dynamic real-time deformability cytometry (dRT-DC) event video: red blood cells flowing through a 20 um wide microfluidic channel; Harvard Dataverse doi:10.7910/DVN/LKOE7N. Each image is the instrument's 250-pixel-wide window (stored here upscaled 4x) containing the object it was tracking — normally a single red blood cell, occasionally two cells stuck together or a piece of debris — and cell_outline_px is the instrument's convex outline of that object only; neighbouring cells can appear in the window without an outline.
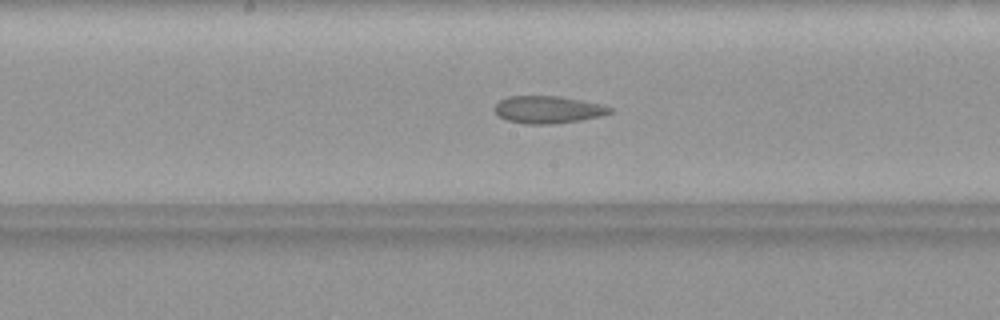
{"species": "common noctule bat (a hibernating species)", "species_latin": "Nyctalus noctula", "temperature_condition": "warm", "stored_images_in_passage": 43, "camera_frame_rate_fps": 3000, "um_per_image_px": 0.085, "animal": {"sex": "female", "body_mass_g": 19.9}, "frame": {"image": 1, "passage_image": 22, "time_ms": 7.0, "image_size_px": [1000, 320], "cell_outline_px": [[612, 112], [600, 116], [580, 120], [548, 124], [524, 124], [508, 120], [500, 116], [496, 112], [496, 104], [500, 100], [508, 96], [560, 96], [604, 104], [612, 108]], "centroid_in_image_um": [46.61, 9.31], "position_along_channel_um": 201.6, "area_um2": 18.26}}
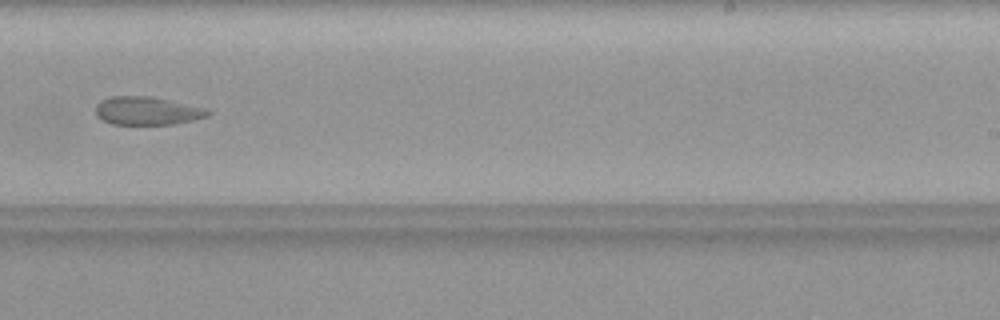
{"frame": {"image": 2, "passage_image": 27, "time_ms": 8.667, "image_size_px": [1000, 320], "cell_outline_px": [[212, 112], [208, 116], [192, 120], [172, 124], [112, 124], [96, 116], [96, 104], [100, 100], [112, 96], [148, 96], [208, 108]], "centroid_in_image_um": [12.51, 9.41], "position_along_channel_um": 276.5, "area_um2": 18.38}}
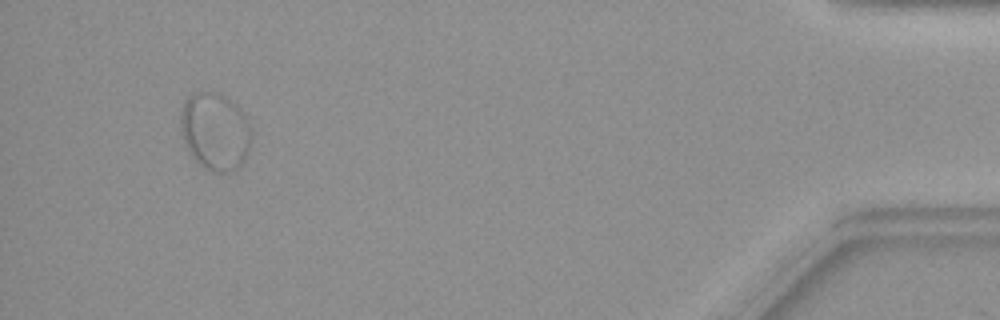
{"frame": {"image": 3, "passage_image": 41, "time_ms": 13.333, "image_size_px": [1000, 320], "cell_outline_px": [[248, 148], [240, 164], [232, 172], [216, 172], [200, 164], [188, 152], [180, 132], [180, 112], [184, 100], [192, 92], [216, 92], [224, 96], [236, 104], [244, 116], [248, 124]], "centroid_in_image_um": [18.19, 11.13], "position_along_channel_um": 417.0, "area_um2": 31.44}}